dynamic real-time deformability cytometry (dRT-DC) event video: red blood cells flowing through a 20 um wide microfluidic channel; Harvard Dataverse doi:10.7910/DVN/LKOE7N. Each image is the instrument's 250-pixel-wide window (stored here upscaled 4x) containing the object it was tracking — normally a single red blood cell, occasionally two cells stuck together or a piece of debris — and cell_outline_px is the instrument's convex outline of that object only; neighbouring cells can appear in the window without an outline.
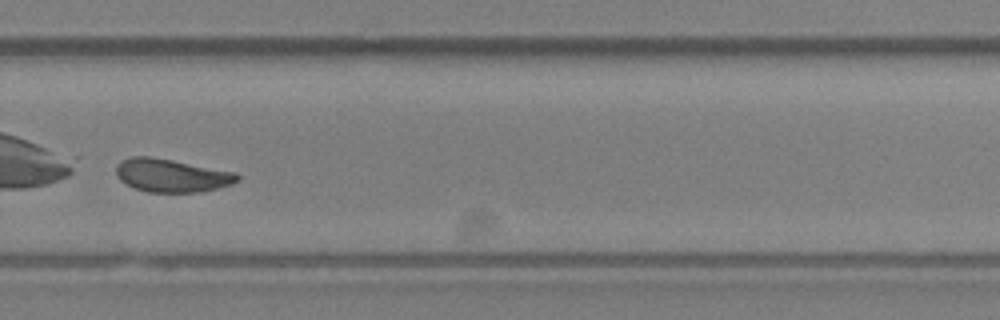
{"species": "Egyptian fruit bat (a non-hibernating species)", "species_latin": "Rousettus aegyptiacus", "temperature_condition": "room temperature", "stored_images_in_passage": 47, "camera_frame_rate_fps": 3000, "um_per_image_px": 0.085, "animal": {"sex": "female"}, "frame": {"image": 1, "passage_image": 34, "time_ms": 11.0, "image_size_px": [1000, 320], "cell_outline_px": [[240, 180], [232, 184], [200, 192], [148, 192], [136, 188], [120, 180], [116, 176], [116, 164], [120, 160], [132, 156], [148, 156], [172, 160], [236, 172], [240, 176]], "centroid_in_image_um": [14.58, 14.9], "position_along_channel_um": 315.2, "area_um2": 23.41}}